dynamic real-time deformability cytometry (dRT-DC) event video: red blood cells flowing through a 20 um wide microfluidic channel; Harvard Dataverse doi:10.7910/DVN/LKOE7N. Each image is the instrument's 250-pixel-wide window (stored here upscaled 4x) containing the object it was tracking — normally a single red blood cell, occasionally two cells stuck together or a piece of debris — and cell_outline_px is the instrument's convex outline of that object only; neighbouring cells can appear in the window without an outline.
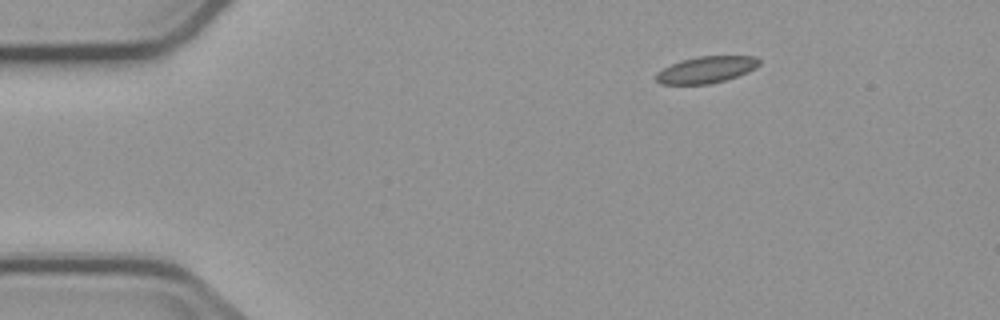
{"species": "common noctule bat (a hibernating species)", "species_latin": "Nyctalus noctula", "temperature_condition": "cold", "stored_images_in_passage": 3, "camera_frame_rate_fps": 3000, "um_per_image_px": 0.085, "animal": {"sex": "male", "body_mass_g": 23.1, "forearm_length_mm": 52.7}, "frame": {"image": 1, "passage_image": 1, "time_ms": 0.0, "image_size_px": [1000, 320], "cell_outline_px": [[760, 64], [756, 68], [748, 72], [724, 80], [708, 84], [660, 84], [656, 80], [656, 72], [680, 60], [700, 56], [756, 56], [760, 60]], "centroid_in_image_um": [60.04, 5.92], "position_along_channel_um": 25.0, "area_um2": 15.95}}